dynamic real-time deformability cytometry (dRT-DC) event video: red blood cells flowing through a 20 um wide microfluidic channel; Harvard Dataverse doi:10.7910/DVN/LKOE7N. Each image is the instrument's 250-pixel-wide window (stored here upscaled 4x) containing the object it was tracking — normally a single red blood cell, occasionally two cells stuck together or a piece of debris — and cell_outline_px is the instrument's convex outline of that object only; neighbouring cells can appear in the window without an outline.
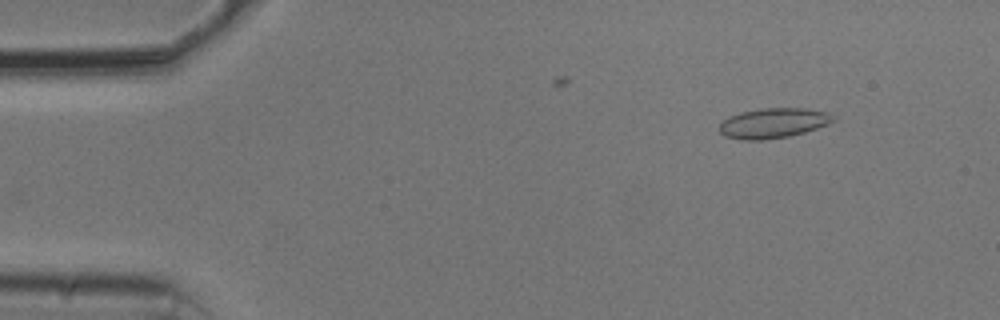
{"species": "common noctule bat (a hibernating species)", "species_latin": "Nyctalus noctula", "temperature_condition": "cold", "stored_images_in_passage": 10, "camera_frame_rate_fps": 3000, "um_per_image_px": 0.085, "animal": {"sex": "male", "body_mass_g": 20.5, "forearm_length_mm": 52.5}, "frame": {"image": 1, "passage_image": 3, "time_ms": 0.667, "image_size_px": [1000, 320], "cell_outline_px": [[836, 120], [828, 124], [804, 132], [788, 136], [764, 140], [740, 140], [724, 136], [720, 132], [720, 124], [728, 116], [760, 108], [804, 108], [828, 112], [836, 116]], "centroid_in_image_um": [65.75, 10.46], "position_along_channel_um": 19.3, "area_um2": 19.94}}